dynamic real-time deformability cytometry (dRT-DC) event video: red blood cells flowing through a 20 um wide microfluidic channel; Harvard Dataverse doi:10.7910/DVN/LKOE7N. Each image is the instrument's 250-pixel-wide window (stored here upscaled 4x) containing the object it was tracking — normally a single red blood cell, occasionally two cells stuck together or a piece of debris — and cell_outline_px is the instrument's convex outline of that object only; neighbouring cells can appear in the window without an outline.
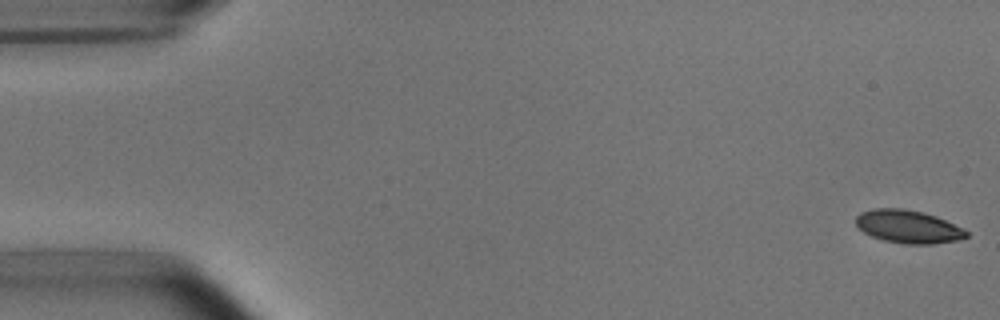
{"species": "common noctule bat (a hibernating species)", "species_latin": "Nyctalus noctula", "temperature_condition": "room temperature", "stored_images_in_passage": 5, "camera_frame_rate_fps": 3000, "um_per_image_px": 0.085, "animal": {"sex": "male", "body_mass_g": 15.6}, "frame": {"image": 1, "passage_image": 1, "time_ms": 0.0, "image_size_px": [1000, 320], "cell_outline_px": [[968, 236], [956, 240], [932, 244], [904, 244], [884, 240], [872, 236], [864, 232], [856, 224], [856, 216], [860, 212], [872, 208], [904, 208], [924, 212], [936, 216], [968, 232]], "centroid_in_image_um": [77.15, 19.25], "position_along_channel_um": 7.9, "area_um2": 21.1}}